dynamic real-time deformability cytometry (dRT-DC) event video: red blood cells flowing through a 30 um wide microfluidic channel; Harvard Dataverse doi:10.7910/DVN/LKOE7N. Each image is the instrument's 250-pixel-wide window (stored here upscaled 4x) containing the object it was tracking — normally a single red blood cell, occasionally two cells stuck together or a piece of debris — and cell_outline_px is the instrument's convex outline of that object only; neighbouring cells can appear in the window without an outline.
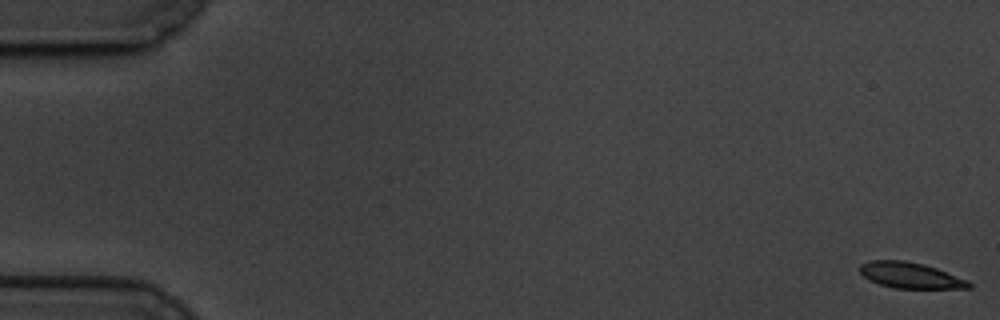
{"species": "common noctule bat (a hibernating species)", "species_latin": "Nyctalus noctula", "temperature_condition": "cold", "stored_images_in_passage": 19, "camera_frame_rate_fps": 3000, "um_per_image_px": 0.085, "animal": {"sex": "male", "body_mass_g": 19.5, "forearm_length_mm": 54.6}, "frame": {"image": 1, "passage_image": 1, "time_ms": 0.0, "image_size_px": [1000, 320], "cell_outline_px": [[972, 288], [896, 288], [880, 284], [868, 280], [860, 272], [860, 264], [868, 260], [904, 260], [924, 264], [936, 268], [968, 280], [972, 284]], "centroid_in_image_um": [77.37, 23.39], "position_along_channel_um": 7.6, "area_um2": 16.42}}
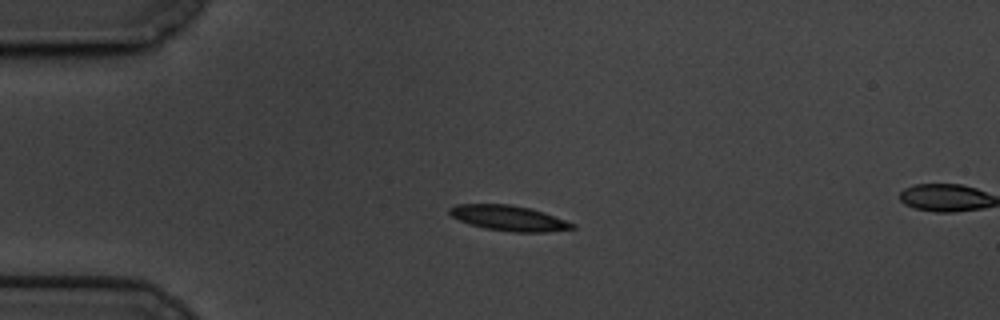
{"frame": {"image": 2, "passage_image": 15, "time_ms": 4.667, "image_size_px": [1000, 320], "cell_outline_px": [[576, 228], [548, 232], [512, 232], [484, 228], [468, 224], [452, 216], [448, 212], [448, 208], [456, 204], [508, 204], [532, 208], [544, 212], [576, 224]], "centroid_in_image_um": [43.25, 18.54], "position_along_channel_um": 41.7, "area_um2": 18.26}}